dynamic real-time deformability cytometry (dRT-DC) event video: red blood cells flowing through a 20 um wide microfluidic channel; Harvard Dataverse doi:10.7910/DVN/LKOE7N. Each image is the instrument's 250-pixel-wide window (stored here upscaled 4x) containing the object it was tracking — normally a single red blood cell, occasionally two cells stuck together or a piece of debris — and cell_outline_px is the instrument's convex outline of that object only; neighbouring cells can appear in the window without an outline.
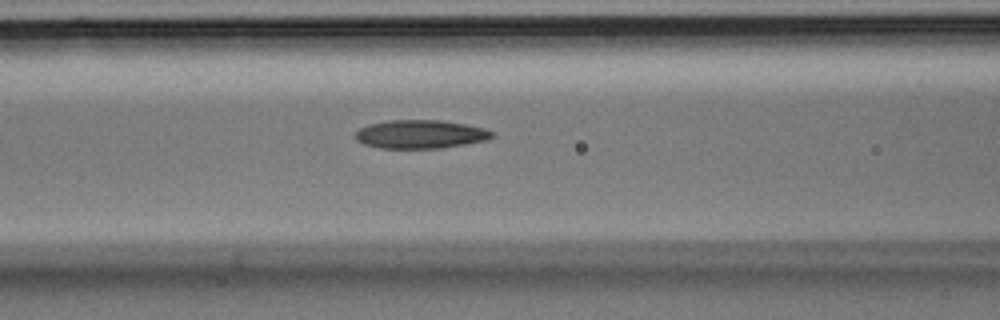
{"species": "Egyptian fruit bat (a non-hibernating species)", "species_latin": "Rousettus aegyptiacus", "temperature_condition": "room temperature", "stored_images_in_passage": 25, "camera_frame_rate_fps": 3000, "um_per_image_px": 0.085, "animal": {"sex": "male"}, "frame": {"image": 1, "passage_image": 7, "time_ms": 2.0, "image_size_px": [1000, 320], "cell_outline_px": [[492, 136], [488, 140], [440, 148], [380, 148], [364, 144], [356, 140], [356, 132], [360, 128], [368, 124], [388, 120], [440, 120], [464, 124], [484, 128], [492, 132]], "centroid_in_image_um": [35.7, 11.41], "position_along_channel_um": 130.9, "area_um2": 22.54}}
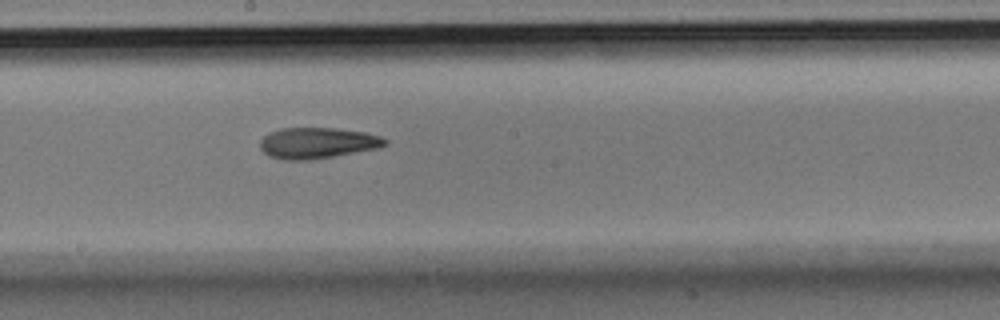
{"frame": {"image": 2, "passage_image": 12, "time_ms": 3.667, "image_size_px": [1000, 320], "cell_outline_px": [[388, 144], [380, 148], [308, 160], [284, 160], [272, 156], [264, 152], [260, 148], [260, 140], [268, 132], [280, 128], [336, 128], [368, 132], [380, 136], [388, 140]], "centroid_in_image_um": [27.01, 12.14], "position_along_channel_um": 221.2, "area_um2": 22.66}}
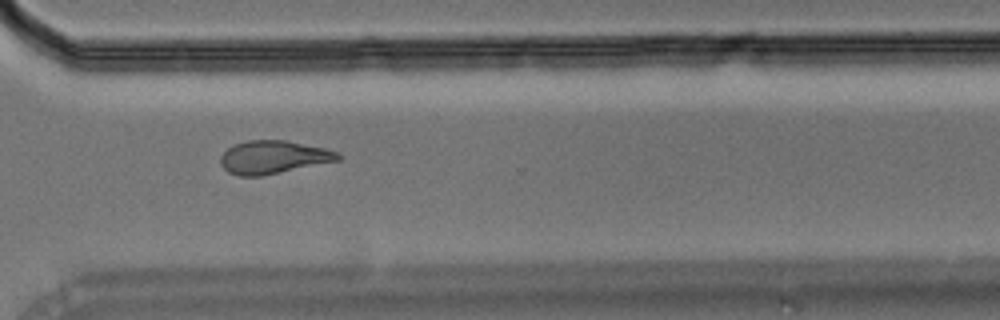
{"frame": {"image": 3, "passage_image": 19, "time_ms": 6.0, "image_size_px": [1000, 320], "cell_outline_px": [[344, 156], [340, 160], [260, 176], [240, 176], [228, 172], [220, 164], [220, 156], [232, 144], [248, 140], [284, 140], [324, 148], [336, 152]], "centroid_in_image_um": [23.21, 13.35], "position_along_channel_um": 347.4, "area_um2": 22.54}}